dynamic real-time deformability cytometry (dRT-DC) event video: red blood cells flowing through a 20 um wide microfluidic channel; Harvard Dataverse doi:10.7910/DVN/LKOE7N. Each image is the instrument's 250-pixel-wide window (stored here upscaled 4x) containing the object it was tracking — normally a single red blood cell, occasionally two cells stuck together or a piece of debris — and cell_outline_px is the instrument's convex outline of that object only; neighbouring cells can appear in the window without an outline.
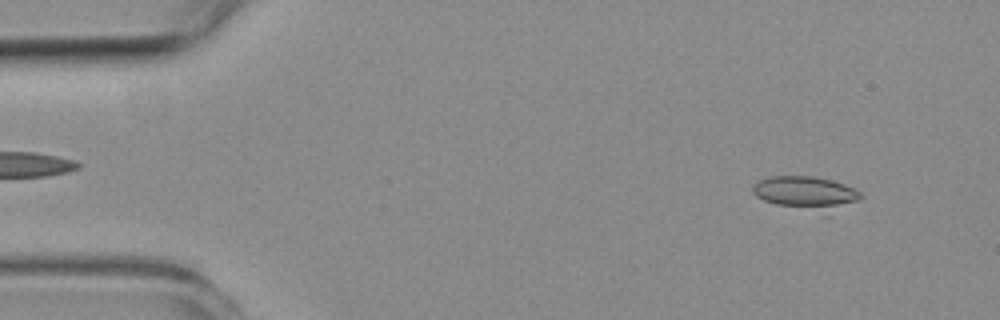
{"species": "common noctule bat (a hibernating species)", "species_latin": "Nyctalus noctula", "temperature_condition": "room temperature", "stored_images_in_passage": 33, "camera_frame_rate_fps": 3000, "um_per_image_px": 0.085, "animal": {"sex": "female", "body_mass_g": 19.3, "forearm_length_mm": 54.1}, "frame": {"image": 1, "passage_image": 4, "time_ms": 1.0, "image_size_px": [1000, 320], "cell_outline_px": [[864, 196], [860, 200], [828, 216], [776, 204], [764, 200], [756, 196], [752, 192], [752, 188], [760, 180], [768, 176], [812, 176], [832, 180], [844, 184], [860, 192]], "centroid_in_image_um": [68.59, 16.45], "position_along_channel_um": 16.4, "area_um2": 21.56}}
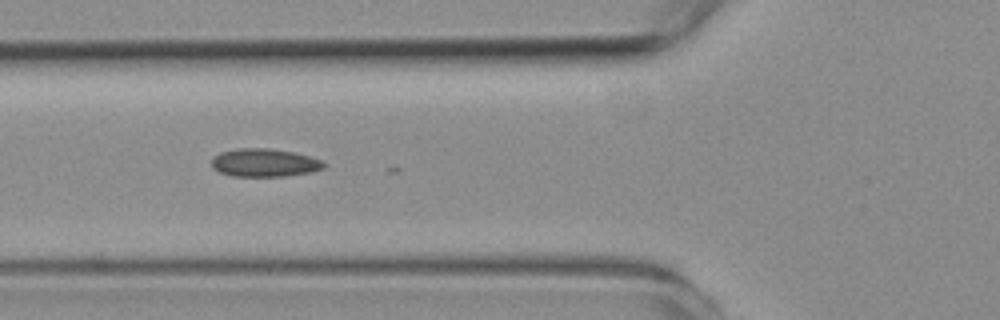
{"frame": {"image": 2, "passage_image": 19, "time_ms": 6.0, "image_size_px": [1000, 320], "cell_outline_px": [[324, 168], [312, 172], [284, 176], [232, 176], [220, 172], [212, 168], [212, 156], [220, 152], [236, 148], [268, 148], [292, 152], [308, 156], [320, 160], [324, 164]], "centroid_in_image_um": [22.42, 13.83], "position_along_channel_um": 103.4, "area_um2": 18.32}}
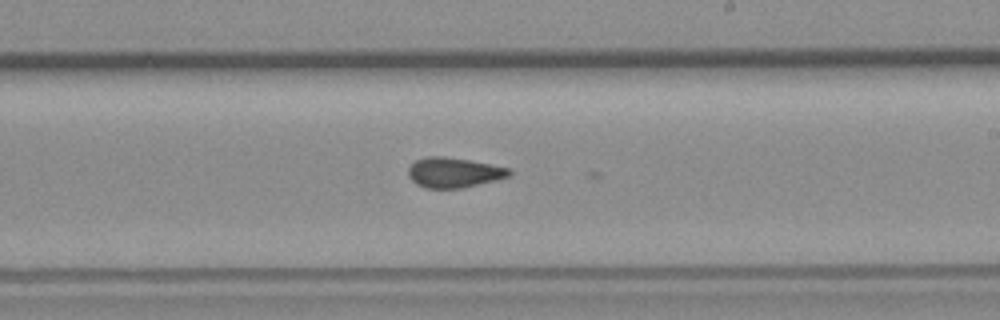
{"frame": {"image": 3, "passage_image": 31, "time_ms": 10.0, "image_size_px": [1000, 320], "cell_outline_px": [[512, 172], [508, 176], [496, 180], [460, 188], [428, 188], [416, 184], [408, 176], [408, 168], [416, 160], [428, 156], [440, 156], [468, 160], [508, 168]], "centroid_in_image_um": [38.53, 14.67], "position_along_channel_um": 250.5, "area_um2": 17.34}}